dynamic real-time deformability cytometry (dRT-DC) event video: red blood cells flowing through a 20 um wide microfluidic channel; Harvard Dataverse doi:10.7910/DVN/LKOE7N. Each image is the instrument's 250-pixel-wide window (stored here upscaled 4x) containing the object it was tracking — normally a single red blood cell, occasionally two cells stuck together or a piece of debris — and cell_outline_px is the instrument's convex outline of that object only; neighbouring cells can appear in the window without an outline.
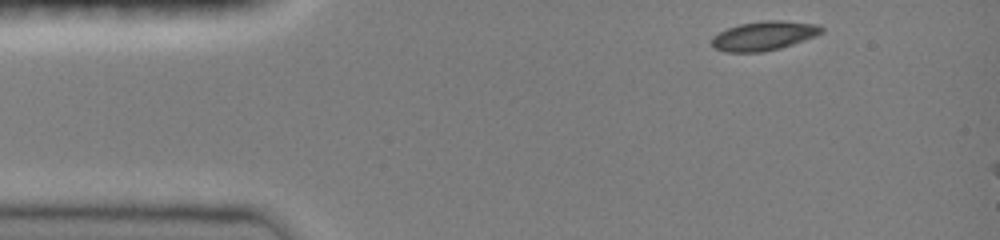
{"species": "common noctule bat (a hibernating species)", "species_latin": "Nyctalus noctula", "temperature_condition": "room temperature", "stored_images_in_passage": 38, "camera_frame_rate_fps": 3000, "um_per_image_px": 0.085, "animal": {"sex": "female", "body_mass_g": 19.0, "forearm_length_mm": 51.5}, "frame": {"image": 1, "passage_image": 1, "time_ms": 0.0, "image_size_px": [1000, 240], "cell_outline_px": [[824, 32], [816, 36], [780, 48], [764, 52], [724, 52], [712, 48], [712, 36], [728, 28], [740, 24], [764, 20], [780, 20], [820, 24], [824, 28]], "centroid_in_image_um": [64.95, 3.04], "position_along_channel_um": 20.0, "area_um2": 18.84}}
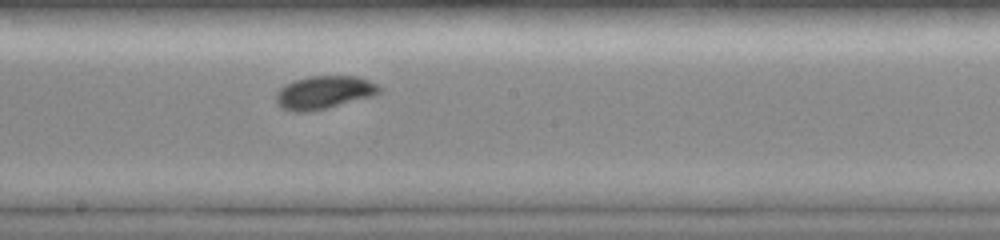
{"frame": {"image": 2, "passage_image": 21, "time_ms": 6.667, "image_size_px": [1000, 240], "cell_outline_px": [[380, 92], [372, 96], [312, 112], [292, 112], [280, 108], [276, 104], [276, 92], [284, 84], [308, 76], [356, 76], [368, 80], [376, 84], [380, 88]], "centroid_in_image_um": [27.48, 7.87], "position_along_channel_um": 220.7, "area_um2": 20.0}}
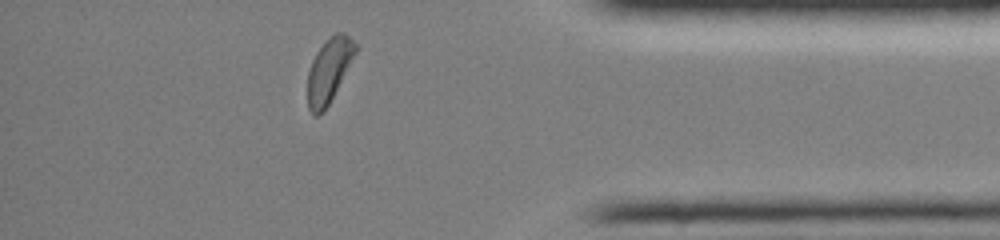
{"frame": {"image": 3, "passage_image": 36, "time_ms": 11.667, "image_size_px": [1000, 240], "cell_outline_px": [[356, 52], [324, 112], [316, 116], [312, 116], [308, 108], [308, 72], [312, 60], [316, 52], [324, 40], [336, 32], [344, 32], [356, 44]], "centroid_in_image_um": [27.93, 5.98], "position_along_channel_um": 407.3, "area_um2": 17.69}, "authors_computed_cell_mechanics": {"area_um2": 18.8428, "velocity_mm_per_s": 4.0469, "shape_relaxation_time_tau1_ms": 2.7623, "shape_relaxation_time_tau2_ms": 10.1757, "deformation_change_tau1": 0.1058, "deformation_change_tau2": 0.081}}